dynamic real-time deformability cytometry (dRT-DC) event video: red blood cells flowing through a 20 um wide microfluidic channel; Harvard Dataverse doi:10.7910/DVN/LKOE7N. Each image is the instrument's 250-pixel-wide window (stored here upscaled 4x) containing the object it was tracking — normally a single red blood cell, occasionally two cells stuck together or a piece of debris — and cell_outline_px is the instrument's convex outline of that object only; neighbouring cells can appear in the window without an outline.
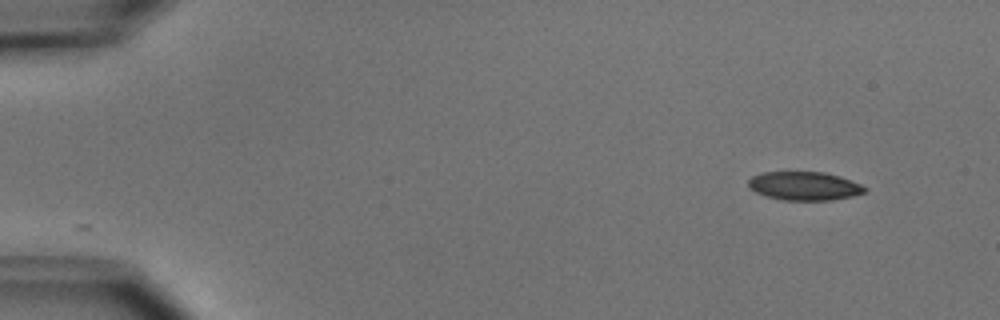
{"species": "common noctule bat (a hibernating species)", "species_latin": "Nyctalus noctula", "temperature_condition": "cold", "stored_images_in_passage": 13, "camera_frame_rate_fps": 3000, "um_per_image_px": 0.085, "animal": {"sex": "male", "body_mass_g": 15.6}, "frame": {"image": 1, "passage_image": 1, "time_ms": 0.0, "image_size_px": [1000, 320], "cell_outline_px": [[868, 188], [864, 192], [852, 196], [832, 200], [784, 200], [768, 196], [756, 192], [748, 188], [748, 180], [752, 176], [760, 172], [824, 172], [840, 176], [860, 184]], "centroid_in_image_um": [68.35, 15.8], "position_along_channel_um": 16.6, "area_um2": 19.36}}
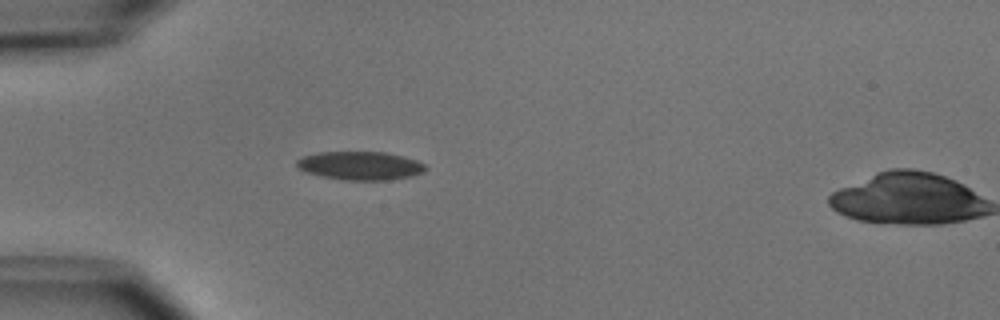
{"frame": {"image": 2, "passage_image": 12, "time_ms": 3.667, "image_size_px": [1000, 320], "cell_outline_px": [[428, 168], [424, 172], [412, 176], [388, 180], [344, 180], [320, 176], [308, 172], [300, 168], [296, 164], [296, 160], [304, 156], [320, 152], [384, 152], [404, 156], [416, 160], [424, 164]], "centroid_in_image_um": [30.66, 14.08], "position_along_channel_um": 54.3, "area_um2": 21.33}}